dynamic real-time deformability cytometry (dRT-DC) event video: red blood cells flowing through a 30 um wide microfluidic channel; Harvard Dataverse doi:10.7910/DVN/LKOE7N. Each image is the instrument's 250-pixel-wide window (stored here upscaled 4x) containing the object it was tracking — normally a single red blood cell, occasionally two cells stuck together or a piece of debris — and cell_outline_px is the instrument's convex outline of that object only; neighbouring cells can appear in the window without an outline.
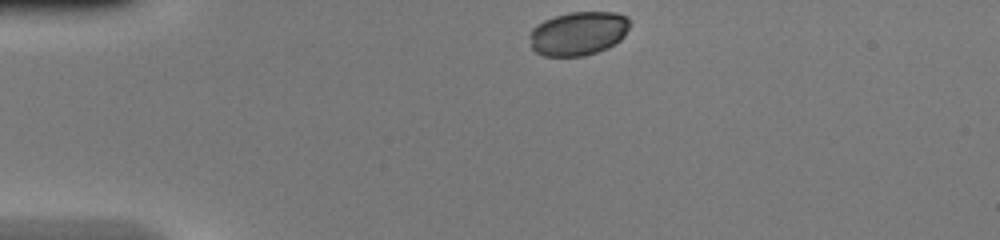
{"species": "common noctule bat (a hibernating species)", "species_latin": "Nyctalus noctula", "temperature_condition": "warm", "stored_images_in_passage": 33, "camera_frame_rate_fps": 3000, "um_per_image_px": 0.085, "animal": {"sex": "female", "body_mass_g": 20.0, "forearm_length_mm": 54.0}, "frame": {"image": 1, "passage_image": 1, "time_ms": 0.0, "image_size_px": [1000, 240], "cell_outline_px": [[628, 28], [624, 36], [620, 40], [608, 48], [584, 56], [544, 56], [536, 52], [532, 48], [528, 36], [532, 28], [536, 24], [544, 20], [556, 16], [572, 12], [616, 12], [628, 16]], "centroid_in_image_um": [49.13, 2.84], "position_along_channel_um": 35.9, "area_um2": 25.66}}
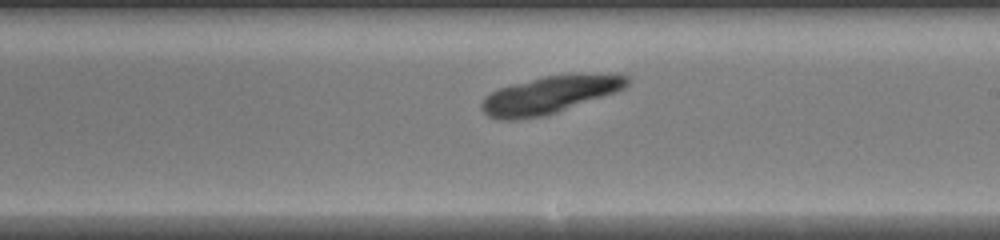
{"frame": {"image": 2, "passage_image": 19, "time_ms": 6.0, "image_size_px": [1000, 240], "cell_outline_px": [[632, 80], [624, 88], [616, 92], [544, 116], [516, 120], [496, 120], [488, 116], [480, 108], [480, 104], [484, 96], [500, 88], [544, 76], [620, 72], [624, 72]], "centroid_in_image_um": [46.76, 8.05], "position_along_channel_um": 242.2, "area_um2": 31.96}}
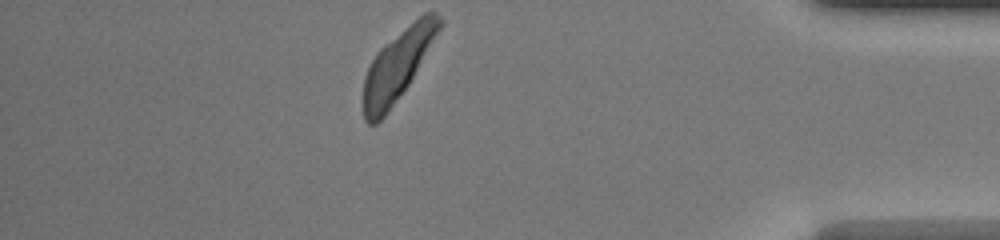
{"frame": {"image": 3, "passage_image": 33, "time_ms": 10.667, "image_size_px": [1000, 240], "cell_outline_px": [[444, 24], [408, 84], [384, 116], [376, 124], [368, 124], [364, 120], [364, 76], [372, 60], [380, 48], [384, 44], [424, 12], [436, 12], [444, 20]], "centroid_in_image_um": [33.82, 5.5], "position_along_channel_um": 401.4, "area_um2": 30.58}}